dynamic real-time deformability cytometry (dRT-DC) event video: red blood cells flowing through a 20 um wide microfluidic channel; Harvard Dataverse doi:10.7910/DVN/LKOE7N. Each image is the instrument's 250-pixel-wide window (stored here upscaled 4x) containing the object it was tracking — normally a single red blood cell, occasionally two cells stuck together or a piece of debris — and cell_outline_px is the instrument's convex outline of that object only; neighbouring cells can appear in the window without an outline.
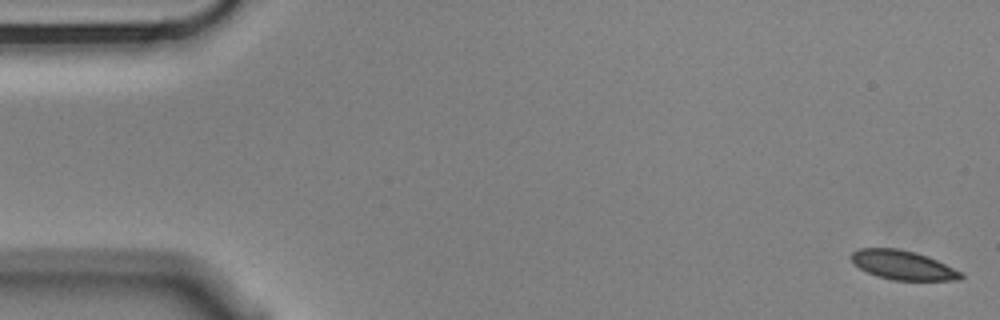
{"species": "Egyptian fruit bat (a non-hibernating species)", "species_latin": "Rousettus aegyptiacus", "temperature_condition": "cold", "stored_images_in_passage": 57, "camera_frame_rate_fps": 3000, "um_per_image_px": 0.085, "animal": {"sex": "male"}, "frame": {"image": 1, "passage_image": 1, "time_ms": 0.0, "image_size_px": [1000, 320], "cell_outline_px": [[964, 276], [960, 280], [892, 280], [876, 276], [860, 268], [852, 260], [852, 252], [860, 248], [896, 248], [928, 256], [964, 272]], "centroid_in_image_um": [76.8, 22.54], "position_along_channel_um": 8.2, "area_um2": 18.55}}
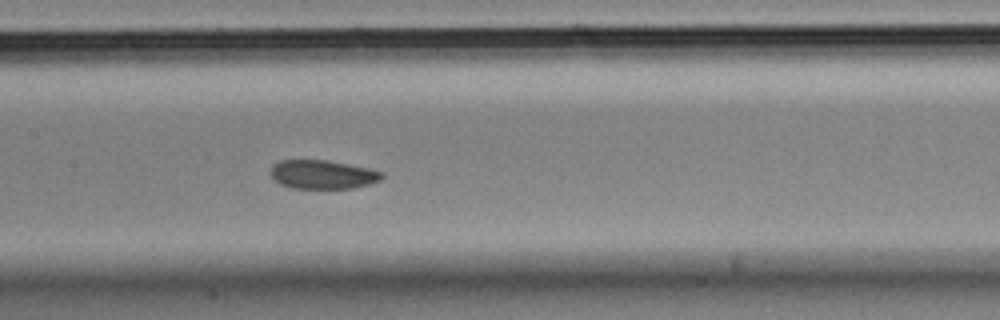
{"frame": {"image": 2, "passage_image": 27, "time_ms": 8.667, "image_size_px": [1000, 320], "cell_outline_px": [[384, 176], [380, 180], [368, 184], [352, 188], [292, 188], [280, 184], [272, 180], [268, 172], [272, 164], [280, 160], [328, 160], [368, 168], [384, 172]], "centroid_in_image_um": [27.36, 14.82], "position_along_channel_um": 180.0, "area_um2": 18.9}}
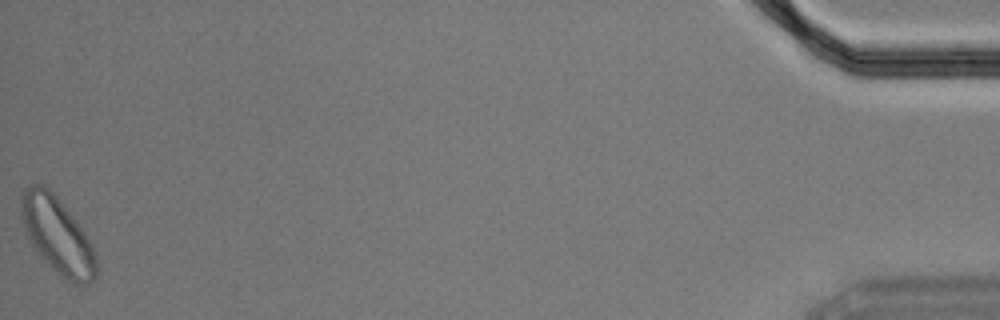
{"frame": {"image": 3, "passage_image": 57, "time_ms": 18.667, "image_size_px": [1000, 320], "cell_outline_px": [[96, 280], [88, 284], [76, 284], [68, 280], [56, 272], [40, 256], [32, 244], [28, 236], [20, 212], [20, 196], [24, 188], [32, 184], [40, 184], [48, 188], [56, 196], [76, 220], [84, 232], [96, 256]], "centroid_in_image_um": [4.87, 20.0], "position_along_channel_um": 430.3, "area_um2": 32.95}, "authors_computed_cell_mechanics": {"area_um2": 19.8832, "velocity_mm_per_s": 3.494, "shape_relaxation_time_tau1_ms": 2.3985, "shape_relaxation_time_tau2_ms": 5.3191, "deformation_change_tau1": 0.0714, "deformation_change_tau2": 0.0773}}